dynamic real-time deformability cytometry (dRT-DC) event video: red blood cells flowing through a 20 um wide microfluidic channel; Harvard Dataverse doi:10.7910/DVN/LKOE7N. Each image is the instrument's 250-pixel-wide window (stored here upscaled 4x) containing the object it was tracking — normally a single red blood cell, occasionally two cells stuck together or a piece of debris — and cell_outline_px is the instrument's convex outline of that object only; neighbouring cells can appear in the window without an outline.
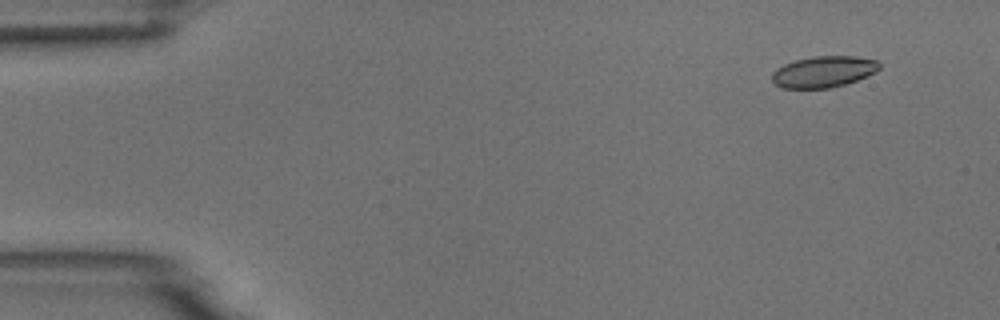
{"species": "common noctule bat (a hibernating species)", "species_latin": "Nyctalus noctula", "temperature_condition": "room temperature", "stored_images_in_passage": 8, "camera_frame_rate_fps": 3000, "um_per_image_px": 0.085, "animal": {"sex": "male", "body_mass_g": 18.8}, "frame": {"image": 1, "passage_image": 2, "time_ms": 1.333, "image_size_px": [1000, 320], "cell_outline_px": [[880, 68], [876, 72], [868, 76], [832, 88], [780, 88], [772, 84], [772, 72], [776, 68], [784, 64], [796, 60], [812, 56], [856, 56], [880, 60]], "centroid_in_image_um": [70.0, 6.09], "position_along_channel_um": 15.0, "area_um2": 19.88}}
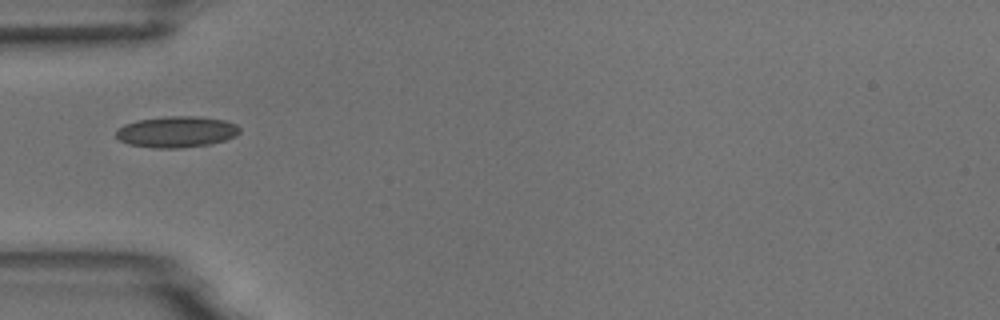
{"frame": {"image": 2, "passage_image": 5, "time_ms": 5.667, "image_size_px": [1000, 320], "cell_outline_px": [[240, 132], [236, 136], [212, 144], [180, 148], [152, 148], [128, 144], [120, 140], [116, 136], [116, 128], [124, 124], [136, 120], [164, 116], [196, 116], [224, 120], [236, 124], [240, 128]], "centroid_in_image_um": [14.99, 11.2], "position_along_channel_um": 70.0, "area_um2": 22.72}}